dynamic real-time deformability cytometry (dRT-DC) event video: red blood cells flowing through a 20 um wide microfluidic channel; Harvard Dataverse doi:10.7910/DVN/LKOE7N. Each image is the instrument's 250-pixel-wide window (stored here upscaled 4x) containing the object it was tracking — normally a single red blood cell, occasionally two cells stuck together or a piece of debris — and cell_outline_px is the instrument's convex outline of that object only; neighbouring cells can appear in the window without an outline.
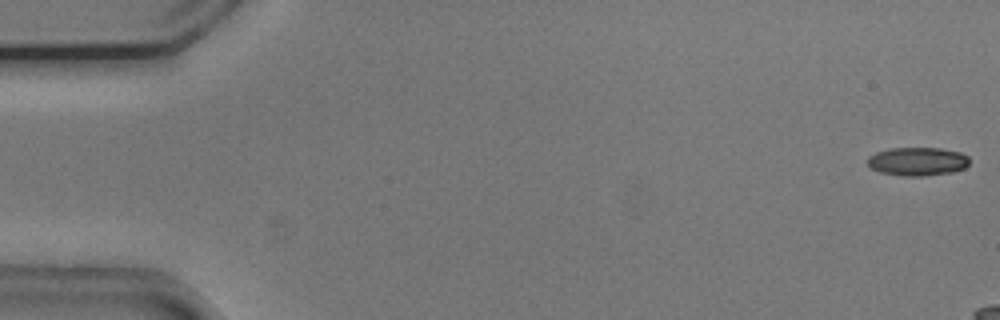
{"species": "common noctule bat (a hibernating species)", "species_latin": "Nyctalus noctula", "temperature_condition": "cold", "stored_images_in_passage": 9, "camera_frame_rate_fps": 3000, "um_per_image_px": 0.085, "animal": {"sex": "male", "body_mass_g": 20.5, "forearm_length_mm": 52.5}, "frame": {"image": 1, "passage_image": 1, "time_ms": 0.0, "image_size_px": [1000, 320], "cell_outline_px": [[968, 164], [964, 168], [952, 172], [924, 176], [900, 176], [880, 172], [872, 168], [868, 164], [868, 156], [876, 152], [892, 148], [940, 148], [960, 152], [968, 156]], "centroid_in_image_um": [77.98, 13.72], "position_along_channel_um": 7.0, "area_um2": 16.88}}